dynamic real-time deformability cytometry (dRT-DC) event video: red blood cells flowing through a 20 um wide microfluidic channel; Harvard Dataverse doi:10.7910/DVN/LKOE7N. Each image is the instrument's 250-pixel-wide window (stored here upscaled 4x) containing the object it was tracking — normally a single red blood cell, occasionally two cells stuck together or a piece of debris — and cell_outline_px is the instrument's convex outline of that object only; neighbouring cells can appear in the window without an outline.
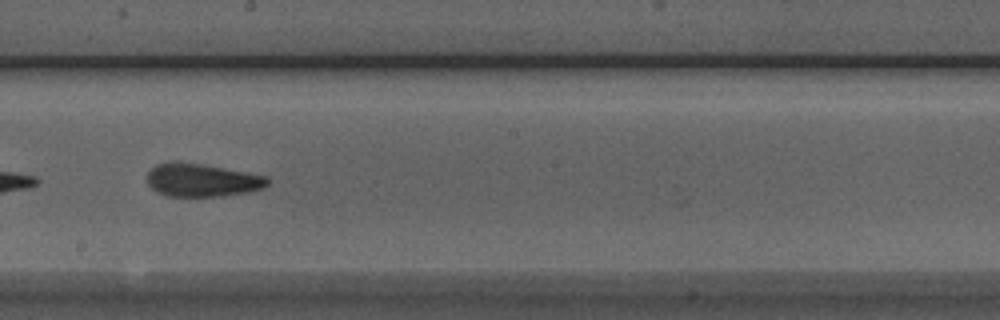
{"species": "Egyptian fruit bat (a non-hibernating species)", "species_latin": "Rousettus aegyptiacus", "temperature_condition": "room temperature", "stored_images_in_passage": 40, "camera_frame_rate_fps": 3000, "um_per_image_px": 0.085, "animal": {"sex": "male"}, "frame": {"image": 1, "passage_image": 17, "time_ms": 5.333, "image_size_px": [1000, 320], "cell_outline_px": [[268, 184], [264, 188], [248, 192], [224, 196], [168, 196], [156, 192], [148, 184], [148, 172], [156, 164], [172, 160], [200, 164], [268, 176]], "centroid_in_image_um": [17.15, 15.31], "position_along_channel_um": 231.0, "area_um2": 23.24}}
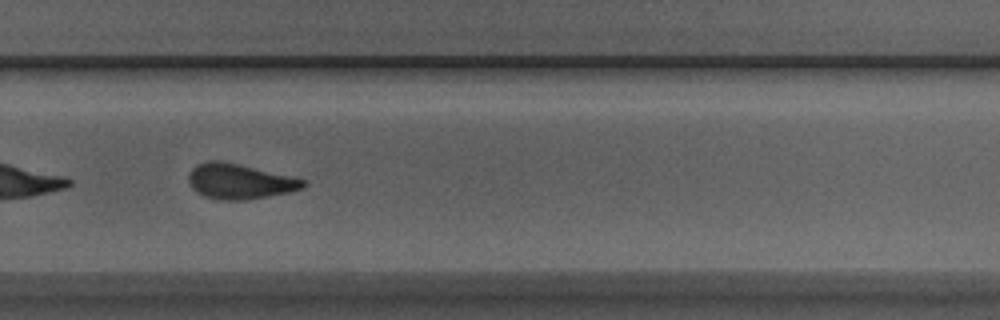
{"frame": {"image": 2, "passage_image": 23, "time_ms": 7.333, "image_size_px": [1000, 320], "cell_outline_px": [[308, 184], [304, 188], [288, 192], [244, 200], [224, 200], [204, 196], [196, 192], [192, 188], [188, 180], [188, 172], [196, 164], [208, 160], [220, 160], [288, 176], [304, 180]], "centroid_in_image_um": [20.3, 15.41], "position_along_channel_um": 309.5, "area_um2": 23.18}}